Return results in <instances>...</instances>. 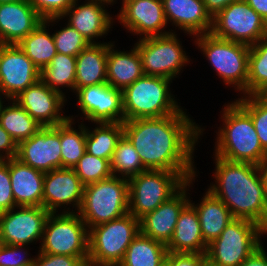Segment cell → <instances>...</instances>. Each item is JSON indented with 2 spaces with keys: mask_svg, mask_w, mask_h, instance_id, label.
<instances>
[{
  "mask_svg": "<svg viewBox=\"0 0 267 266\" xmlns=\"http://www.w3.org/2000/svg\"><path fill=\"white\" fill-rule=\"evenodd\" d=\"M92 126H86V152L111 161L116 144L123 135V123H92Z\"/></svg>",
  "mask_w": 267,
  "mask_h": 266,
  "instance_id": "30",
  "label": "cell"
},
{
  "mask_svg": "<svg viewBox=\"0 0 267 266\" xmlns=\"http://www.w3.org/2000/svg\"><path fill=\"white\" fill-rule=\"evenodd\" d=\"M165 263L168 266H207L206 254L168 252Z\"/></svg>",
  "mask_w": 267,
  "mask_h": 266,
  "instance_id": "44",
  "label": "cell"
},
{
  "mask_svg": "<svg viewBox=\"0 0 267 266\" xmlns=\"http://www.w3.org/2000/svg\"><path fill=\"white\" fill-rule=\"evenodd\" d=\"M267 23V0H245Z\"/></svg>",
  "mask_w": 267,
  "mask_h": 266,
  "instance_id": "48",
  "label": "cell"
},
{
  "mask_svg": "<svg viewBox=\"0 0 267 266\" xmlns=\"http://www.w3.org/2000/svg\"><path fill=\"white\" fill-rule=\"evenodd\" d=\"M263 243L248 258H246L240 266H267V249ZM265 247V248H264Z\"/></svg>",
  "mask_w": 267,
  "mask_h": 266,
  "instance_id": "46",
  "label": "cell"
},
{
  "mask_svg": "<svg viewBox=\"0 0 267 266\" xmlns=\"http://www.w3.org/2000/svg\"><path fill=\"white\" fill-rule=\"evenodd\" d=\"M115 20L122 25L126 33L136 35L137 40L172 33L165 17L162 0L125 2L115 14Z\"/></svg>",
  "mask_w": 267,
  "mask_h": 266,
  "instance_id": "14",
  "label": "cell"
},
{
  "mask_svg": "<svg viewBox=\"0 0 267 266\" xmlns=\"http://www.w3.org/2000/svg\"><path fill=\"white\" fill-rule=\"evenodd\" d=\"M166 246L172 253L206 254L208 245L203 240L198 214L190 203L180 212L173 236Z\"/></svg>",
  "mask_w": 267,
  "mask_h": 266,
  "instance_id": "26",
  "label": "cell"
},
{
  "mask_svg": "<svg viewBox=\"0 0 267 266\" xmlns=\"http://www.w3.org/2000/svg\"><path fill=\"white\" fill-rule=\"evenodd\" d=\"M39 15L45 20L61 17L76 0H28Z\"/></svg>",
  "mask_w": 267,
  "mask_h": 266,
  "instance_id": "42",
  "label": "cell"
},
{
  "mask_svg": "<svg viewBox=\"0 0 267 266\" xmlns=\"http://www.w3.org/2000/svg\"><path fill=\"white\" fill-rule=\"evenodd\" d=\"M198 176V172L147 170L129 178V214L140 219Z\"/></svg>",
  "mask_w": 267,
  "mask_h": 266,
  "instance_id": "6",
  "label": "cell"
},
{
  "mask_svg": "<svg viewBox=\"0 0 267 266\" xmlns=\"http://www.w3.org/2000/svg\"><path fill=\"white\" fill-rule=\"evenodd\" d=\"M234 1L237 0H203L206 11L212 18Z\"/></svg>",
  "mask_w": 267,
  "mask_h": 266,
  "instance_id": "47",
  "label": "cell"
},
{
  "mask_svg": "<svg viewBox=\"0 0 267 266\" xmlns=\"http://www.w3.org/2000/svg\"><path fill=\"white\" fill-rule=\"evenodd\" d=\"M220 111L213 153L223 159L258 165L267 152L262 148L249 113L235 100Z\"/></svg>",
  "mask_w": 267,
  "mask_h": 266,
  "instance_id": "3",
  "label": "cell"
},
{
  "mask_svg": "<svg viewBox=\"0 0 267 266\" xmlns=\"http://www.w3.org/2000/svg\"><path fill=\"white\" fill-rule=\"evenodd\" d=\"M140 233V220L131 214L89 229L88 265L118 266Z\"/></svg>",
  "mask_w": 267,
  "mask_h": 266,
  "instance_id": "8",
  "label": "cell"
},
{
  "mask_svg": "<svg viewBox=\"0 0 267 266\" xmlns=\"http://www.w3.org/2000/svg\"><path fill=\"white\" fill-rule=\"evenodd\" d=\"M29 245L3 244L0 249V266H32L35 260Z\"/></svg>",
  "mask_w": 267,
  "mask_h": 266,
  "instance_id": "40",
  "label": "cell"
},
{
  "mask_svg": "<svg viewBox=\"0 0 267 266\" xmlns=\"http://www.w3.org/2000/svg\"><path fill=\"white\" fill-rule=\"evenodd\" d=\"M164 13L172 33H185L191 37L210 33L212 17L203 0H162ZM171 24V25H170ZM175 26V27H174ZM175 28V30H174ZM178 29V30H177Z\"/></svg>",
  "mask_w": 267,
  "mask_h": 266,
  "instance_id": "22",
  "label": "cell"
},
{
  "mask_svg": "<svg viewBox=\"0 0 267 266\" xmlns=\"http://www.w3.org/2000/svg\"><path fill=\"white\" fill-rule=\"evenodd\" d=\"M73 95L80 113L69 114V119L77 122L85 119V123L87 120L90 124L125 121L122 91L108 83L79 88Z\"/></svg>",
  "mask_w": 267,
  "mask_h": 266,
  "instance_id": "13",
  "label": "cell"
},
{
  "mask_svg": "<svg viewBox=\"0 0 267 266\" xmlns=\"http://www.w3.org/2000/svg\"><path fill=\"white\" fill-rule=\"evenodd\" d=\"M267 95V37L250 46L247 96Z\"/></svg>",
  "mask_w": 267,
  "mask_h": 266,
  "instance_id": "35",
  "label": "cell"
},
{
  "mask_svg": "<svg viewBox=\"0 0 267 266\" xmlns=\"http://www.w3.org/2000/svg\"><path fill=\"white\" fill-rule=\"evenodd\" d=\"M202 198L189 203L195 208L201 227L204 242L208 245L218 238L229 222L234 219L229 208L209 190H205ZM196 203V204H195Z\"/></svg>",
  "mask_w": 267,
  "mask_h": 266,
  "instance_id": "27",
  "label": "cell"
},
{
  "mask_svg": "<svg viewBox=\"0 0 267 266\" xmlns=\"http://www.w3.org/2000/svg\"><path fill=\"white\" fill-rule=\"evenodd\" d=\"M9 173L16 206H42L45 173L9 159Z\"/></svg>",
  "mask_w": 267,
  "mask_h": 266,
  "instance_id": "25",
  "label": "cell"
},
{
  "mask_svg": "<svg viewBox=\"0 0 267 266\" xmlns=\"http://www.w3.org/2000/svg\"><path fill=\"white\" fill-rule=\"evenodd\" d=\"M75 75L76 56L61 53H56L52 61L40 70V79L50 89L61 93L64 97H66V94L69 92L74 94Z\"/></svg>",
  "mask_w": 267,
  "mask_h": 266,
  "instance_id": "31",
  "label": "cell"
},
{
  "mask_svg": "<svg viewBox=\"0 0 267 266\" xmlns=\"http://www.w3.org/2000/svg\"><path fill=\"white\" fill-rule=\"evenodd\" d=\"M210 33L251 46L267 37V23L245 0H237L212 18Z\"/></svg>",
  "mask_w": 267,
  "mask_h": 266,
  "instance_id": "12",
  "label": "cell"
},
{
  "mask_svg": "<svg viewBox=\"0 0 267 266\" xmlns=\"http://www.w3.org/2000/svg\"><path fill=\"white\" fill-rule=\"evenodd\" d=\"M32 266H86L88 256L55 255L37 252Z\"/></svg>",
  "mask_w": 267,
  "mask_h": 266,
  "instance_id": "41",
  "label": "cell"
},
{
  "mask_svg": "<svg viewBox=\"0 0 267 266\" xmlns=\"http://www.w3.org/2000/svg\"><path fill=\"white\" fill-rule=\"evenodd\" d=\"M117 1L118 0H115L112 5H115L116 3H119ZM120 1H121L120 2V7H121L125 2H131V1H136V0H120Z\"/></svg>",
  "mask_w": 267,
  "mask_h": 266,
  "instance_id": "51",
  "label": "cell"
},
{
  "mask_svg": "<svg viewBox=\"0 0 267 266\" xmlns=\"http://www.w3.org/2000/svg\"><path fill=\"white\" fill-rule=\"evenodd\" d=\"M40 80V69L17 44H0V91L13 99Z\"/></svg>",
  "mask_w": 267,
  "mask_h": 266,
  "instance_id": "19",
  "label": "cell"
},
{
  "mask_svg": "<svg viewBox=\"0 0 267 266\" xmlns=\"http://www.w3.org/2000/svg\"><path fill=\"white\" fill-rule=\"evenodd\" d=\"M86 125L71 119L60 124L61 168L73 169L86 152Z\"/></svg>",
  "mask_w": 267,
  "mask_h": 266,
  "instance_id": "34",
  "label": "cell"
},
{
  "mask_svg": "<svg viewBox=\"0 0 267 266\" xmlns=\"http://www.w3.org/2000/svg\"><path fill=\"white\" fill-rule=\"evenodd\" d=\"M105 1H108V2H110L111 4H113V2H114L115 0H105Z\"/></svg>",
  "mask_w": 267,
  "mask_h": 266,
  "instance_id": "54",
  "label": "cell"
},
{
  "mask_svg": "<svg viewBox=\"0 0 267 266\" xmlns=\"http://www.w3.org/2000/svg\"><path fill=\"white\" fill-rule=\"evenodd\" d=\"M0 111V125L18 145L42 128L14 99H8Z\"/></svg>",
  "mask_w": 267,
  "mask_h": 266,
  "instance_id": "33",
  "label": "cell"
},
{
  "mask_svg": "<svg viewBox=\"0 0 267 266\" xmlns=\"http://www.w3.org/2000/svg\"><path fill=\"white\" fill-rule=\"evenodd\" d=\"M173 80L143 75L122 91L125 121L159 118L181 113L185 109L171 88ZM176 96V97H175Z\"/></svg>",
  "mask_w": 267,
  "mask_h": 266,
  "instance_id": "4",
  "label": "cell"
},
{
  "mask_svg": "<svg viewBox=\"0 0 267 266\" xmlns=\"http://www.w3.org/2000/svg\"><path fill=\"white\" fill-rule=\"evenodd\" d=\"M16 158L43 173L61 168L60 125L42 127L32 137L21 141Z\"/></svg>",
  "mask_w": 267,
  "mask_h": 266,
  "instance_id": "20",
  "label": "cell"
},
{
  "mask_svg": "<svg viewBox=\"0 0 267 266\" xmlns=\"http://www.w3.org/2000/svg\"><path fill=\"white\" fill-rule=\"evenodd\" d=\"M115 41L108 42L107 83L121 91L144 75L141 56L135 45L131 50H122L115 46ZM116 47V48H115Z\"/></svg>",
  "mask_w": 267,
  "mask_h": 266,
  "instance_id": "24",
  "label": "cell"
},
{
  "mask_svg": "<svg viewBox=\"0 0 267 266\" xmlns=\"http://www.w3.org/2000/svg\"><path fill=\"white\" fill-rule=\"evenodd\" d=\"M41 126L54 127L65 123L67 97L50 89L41 79L13 98ZM65 111V112H64ZM64 114V115H63Z\"/></svg>",
  "mask_w": 267,
  "mask_h": 266,
  "instance_id": "18",
  "label": "cell"
},
{
  "mask_svg": "<svg viewBox=\"0 0 267 266\" xmlns=\"http://www.w3.org/2000/svg\"><path fill=\"white\" fill-rule=\"evenodd\" d=\"M89 230L78 213H50L46 219L39 252L88 256Z\"/></svg>",
  "mask_w": 267,
  "mask_h": 266,
  "instance_id": "11",
  "label": "cell"
},
{
  "mask_svg": "<svg viewBox=\"0 0 267 266\" xmlns=\"http://www.w3.org/2000/svg\"><path fill=\"white\" fill-rule=\"evenodd\" d=\"M84 186L71 168L51 170L45 173L42 206L49 213H78Z\"/></svg>",
  "mask_w": 267,
  "mask_h": 266,
  "instance_id": "16",
  "label": "cell"
},
{
  "mask_svg": "<svg viewBox=\"0 0 267 266\" xmlns=\"http://www.w3.org/2000/svg\"><path fill=\"white\" fill-rule=\"evenodd\" d=\"M2 245H3V241L1 240V237H0V249H1Z\"/></svg>",
  "mask_w": 267,
  "mask_h": 266,
  "instance_id": "53",
  "label": "cell"
},
{
  "mask_svg": "<svg viewBox=\"0 0 267 266\" xmlns=\"http://www.w3.org/2000/svg\"><path fill=\"white\" fill-rule=\"evenodd\" d=\"M195 181L196 178L187 181L168 201L141 217L140 232L167 245L173 236L180 212L190 201Z\"/></svg>",
  "mask_w": 267,
  "mask_h": 266,
  "instance_id": "21",
  "label": "cell"
},
{
  "mask_svg": "<svg viewBox=\"0 0 267 266\" xmlns=\"http://www.w3.org/2000/svg\"><path fill=\"white\" fill-rule=\"evenodd\" d=\"M55 28L53 38L55 42L56 52L77 56L82 50L86 49L90 43L82 36L75 28L71 27L66 22Z\"/></svg>",
  "mask_w": 267,
  "mask_h": 266,
  "instance_id": "39",
  "label": "cell"
},
{
  "mask_svg": "<svg viewBox=\"0 0 267 266\" xmlns=\"http://www.w3.org/2000/svg\"><path fill=\"white\" fill-rule=\"evenodd\" d=\"M62 20L61 17L43 20L17 44L40 70L48 65L57 53L53 33L50 29L53 30L55 25L57 26L60 21L63 22ZM53 26L54 28H52Z\"/></svg>",
  "mask_w": 267,
  "mask_h": 266,
  "instance_id": "29",
  "label": "cell"
},
{
  "mask_svg": "<svg viewBox=\"0 0 267 266\" xmlns=\"http://www.w3.org/2000/svg\"><path fill=\"white\" fill-rule=\"evenodd\" d=\"M15 207L9 173V160H0V213Z\"/></svg>",
  "mask_w": 267,
  "mask_h": 266,
  "instance_id": "43",
  "label": "cell"
},
{
  "mask_svg": "<svg viewBox=\"0 0 267 266\" xmlns=\"http://www.w3.org/2000/svg\"><path fill=\"white\" fill-rule=\"evenodd\" d=\"M8 100V98L0 91V111L3 104Z\"/></svg>",
  "mask_w": 267,
  "mask_h": 266,
  "instance_id": "50",
  "label": "cell"
},
{
  "mask_svg": "<svg viewBox=\"0 0 267 266\" xmlns=\"http://www.w3.org/2000/svg\"><path fill=\"white\" fill-rule=\"evenodd\" d=\"M50 213L43 206H16L0 213V237L3 244L41 243L44 225Z\"/></svg>",
  "mask_w": 267,
  "mask_h": 266,
  "instance_id": "15",
  "label": "cell"
},
{
  "mask_svg": "<svg viewBox=\"0 0 267 266\" xmlns=\"http://www.w3.org/2000/svg\"><path fill=\"white\" fill-rule=\"evenodd\" d=\"M168 254L167 246L141 232L132 240L118 266H161Z\"/></svg>",
  "mask_w": 267,
  "mask_h": 266,
  "instance_id": "32",
  "label": "cell"
},
{
  "mask_svg": "<svg viewBox=\"0 0 267 266\" xmlns=\"http://www.w3.org/2000/svg\"><path fill=\"white\" fill-rule=\"evenodd\" d=\"M81 2V0H76L61 18L84 36L90 44L105 43L104 39L103 41L99 39H106L108 33L114 28L115 15L111 13V10L108 11L113 5L105 0Z\"/></svg>",
  "mask_w": 267,
  "mask_h": 266,
  "instance_id": "17",
  "label": "cell"
},
{
  "mask_svg": "<svg viewBox=\"0 0 267 266\" xmlns=\"http://www.w3.org/2000/svg\"><path fill=\"white\" fill-rule=\"evenodd\" d=\"M193 118L185 108L169 116L124 121L123 134L133 144L147 170L199 174L195 150L200 147L198 143L204 137L206 126Z\"/></svg>",
  "mask_w": 267,
  "mask_h": 266,
  "instance_id": "1",
  "label": "cell"
},
{
  "mask_svg": "<svg viewBox=\"0 0 267 266\" xmlns=\"http://www.w3.org/2000/svg\"><path fill=\"white\" fill-rule=\"evenodd\" d=\"M18 1H24V0H0V3H10V2H18Z\"/></svg>",
  "mask_w": 267,
  "mask_h": 266,
  "instance_id": "52",
  "label": "cell"
},
{
  "mask_svg": "<svg viewBox=\"0 0 267 266\" xmlns=\"http://www.w3.org/2000/svg\"><path fill=\"white\" fill-rule=\"evenodd\" d=\"M17 144L0 125V160H9L17 156Z\"/></svg>",
  "mask_w": 267,
  "mask_h": 266,
  "instance_id": "45",
  "label": "cell"
},
{
  "mask_svg": "<svg viewBox=\"0 0 267 266\" xmlns=\"http://www.w3.org/2000/svg\"><path fill=\"white\" fill-rule=\"evenodd\" d=\"M267 195V156L257 165Z\"/></svg>",
  "mask_w": 267,
  "mask_h": 266,
  "instance_id": "49",
  "label": "cell"
},
{
  "mask_svg": "<svg viewBox=\"0 0 267 266\" xmlns=\"http://www.w3.org/2000/svg\"><path fill=\"white\" fill-rule=\"evenodd\" d=\"M193 44L201 52L225 88L247 96L248 56L250 46L220 39L211 33L194 36Z\"/></svg>",
  "mask_w": 267,
  "mask_h": 266,
  "instance_id": "5",
  "label": "cell"
},
{
  "mask_svg": "<svg viewBox=\"0 0 267 266\" xmlns=\"http://www.w3.org/2000/svg\"><path fill=\"white\" fill-rule=\"evenodd\" d=\"M108 41L90 44L76 56L75 91L86 86L107 83Z\"/></svg>",
  "mask_w": 267,
  "mask_h": 266,
  "instance_id": "28",
  "label": "cell"
},
{
  "mask_svg": "<svg viewBox=\"0 0 267 266\" xmlns=\"http://www.w3.org/2000/svg\"><path fill=\"white\" fill-rule=\"evenodd\" d=\"M212 156L214 180L207 190L229 208L233 218L255 222L267 231V195L257 165Z\"/></svg>",
  "mask_w": 267,
  "mask_h": 266,
  "instance_id": "2",
  "label": "cell"
},
{
  "mask_svg": "<svg viewBox=\"0 0 267 266\" xmlns=\"http://www.w3.org/2000/svg\"><path fill=\"white\" fill-rule=\"evenodd\" d=\"M43 20L28 0L0 3V44H18Z\"/></svg>",
  "mask_w": 267,
  "mask_h": 266,
  "instance_id": "23",
  "label": "cell"
},
{
  "mask_svg": "<svg viewBox=\"0 0 267 266\" xmlns=\"http://www.w3.org/2000/svg\"><path fill=\"white\" fill-rule=\"evenodd\" d=\"M265 237L267 231L260 225L234 218L219 237L208 244L207 266H240L264 243Z\"/></svg>",
  "mask_w": 267,
  "mask_h": 266,
  "instance_id": "9",
  "label": "cell"
},
{
  "mask_svg": "<svg viewBox=\"0 0 267 266\" xmlns=\"http://www.w3.org/2000/svg\"><path fill=\"white\" fill-rule=\"evenodd\" d=\"M179 35L170 33L136 40L134 45L141 56L145 75L175 80L179 79L186 66L193 63Z\"/></svg>",
  "mask_w": 267,
  "mask_h": 266,
  "instance_id": "10",
  "label": "cell"
},
{
  "mask_svg": "<svg viewBox=\"0 0 267 266\" xmlns=\"http://www.w3.org/2000/svg\"><path fill=\"white\" fill-rule=\"evenodd\" d=\"M84 185L112 176L110 161L85 152L73 168Z\"/></svg>",
  "mask_w": 267,
  "mask_h": 266,
  "instance_id": "38",
  "label": "cell"
},
{
  "mask_svg": "<svg viewBox=\"0 0 267 266\" xmlns=\"http://www.w3.org/2000/svg\"><path fill=\"white\" fill-rule=\"evenodd\" d=\"M128 213V179L112 175L107 179L84 186L83 201L78 214L88 230Z\"/></svg>",
  "mask_w": 267,
  "mask_h": 266,
  "instance_id": "7",
  "label": "cell"
},
{
  "mask_svg": "<svg viewBox=\"0 0 267 266\" xmlns=\"http://www.w3.org/2000/svg\"><path fill=\"white\" fill-rule=\"evenodd\" d=\"M235 100L249 113L260 144L267 152V95L240 96Z\"/></svg>",
  "mask_w": 267,
  "mask_h": 266,
  "instance_id": "37",
  "label": "cell"
},
{
  "mask_svg": "<svg viewBox=\"0 0 267 266\" xmlns=\"http://www.w3.org/2000/svg\"><path fill=\"white\" fill-rule=\"evenodd\" d=\"M110 166L113 176L126 179L147 171L138 152L124 134L116 144Z\"/></svg>",
  "mask_w": 267,
  "mask_h": 266,
  "instance_id": "36",
  "label": "cell"
}]
</instances>
